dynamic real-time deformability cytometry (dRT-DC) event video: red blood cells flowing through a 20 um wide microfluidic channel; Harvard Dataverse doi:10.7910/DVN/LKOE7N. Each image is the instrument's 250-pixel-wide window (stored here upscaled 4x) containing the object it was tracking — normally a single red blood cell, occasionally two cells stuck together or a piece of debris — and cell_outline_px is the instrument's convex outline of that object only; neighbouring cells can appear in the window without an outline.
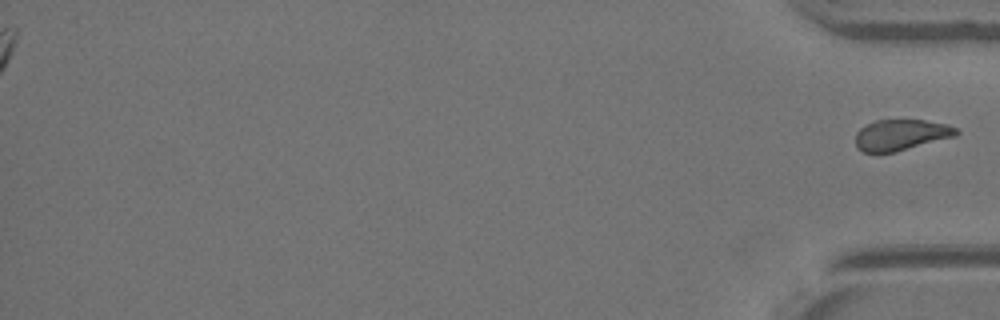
{"species": "Egyptian fruit bat (a non-hibernating species)", "species_latin": "Rousettus aegyptiacus", "temperature_condition": "warm", "stored_images_in_passage": 31, "segment_of_instrument_passage": [2, 2], "camera_frame_rate_fps": 3000, "um_per_image_px": 0.085, "animal": {"sex": "female"}, "frame": {"image": 1, "passage_image": 31, "time_ms": 10.0, "image_size_px": [1000, 320], "cell_outline_px": [[960, 132], [956, 136], [896, 152], [864, 152], [856, 148], [856, 132], [860, 128], [876, 120], [924, 120], [948, 124], [956, 128]], "centroid_in_image_um": [76.6, 11.47], "position_along_channel_um": 358.6, "area_um2": 18.21}}